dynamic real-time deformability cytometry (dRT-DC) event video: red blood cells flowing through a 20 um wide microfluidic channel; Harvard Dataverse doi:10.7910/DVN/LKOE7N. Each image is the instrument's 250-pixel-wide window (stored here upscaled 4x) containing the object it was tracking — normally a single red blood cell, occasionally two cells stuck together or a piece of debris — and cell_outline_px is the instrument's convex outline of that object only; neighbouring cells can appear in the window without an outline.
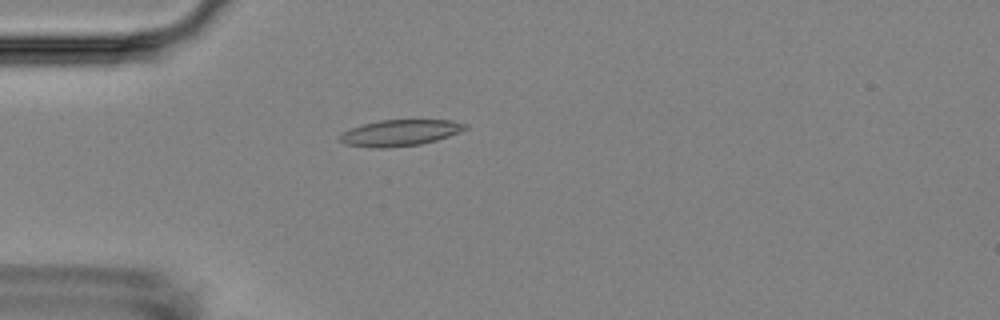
{"species": "Egyptian fruit bat (a non-hibernating species)", "species_latin": "Rousettus aegyptiacus", "temperature_condition": "room temperature", "stored_images_in_passage": 3, "camera_frame_rate_fps": 3000, "um_per_image_px": 0.085, "animal": {"sex": "female"}, "frame": {"image": 1, "passage_image": 1, "time_ms": 0.0, "image_size_px": [1000, 320], "cell_outline_px": [[468, 128], [460, 132], [436, 140], [420, 144], [388, 148], [372, 148], [344, 144], [336, 136], [340, 132], [364, 124], [380, 120], [452, 120], [468, 124]], "centroid_in_image_um": [33.97, 11.29], "position_along_channel_um": 51.0, "area_um2": 19.31}}